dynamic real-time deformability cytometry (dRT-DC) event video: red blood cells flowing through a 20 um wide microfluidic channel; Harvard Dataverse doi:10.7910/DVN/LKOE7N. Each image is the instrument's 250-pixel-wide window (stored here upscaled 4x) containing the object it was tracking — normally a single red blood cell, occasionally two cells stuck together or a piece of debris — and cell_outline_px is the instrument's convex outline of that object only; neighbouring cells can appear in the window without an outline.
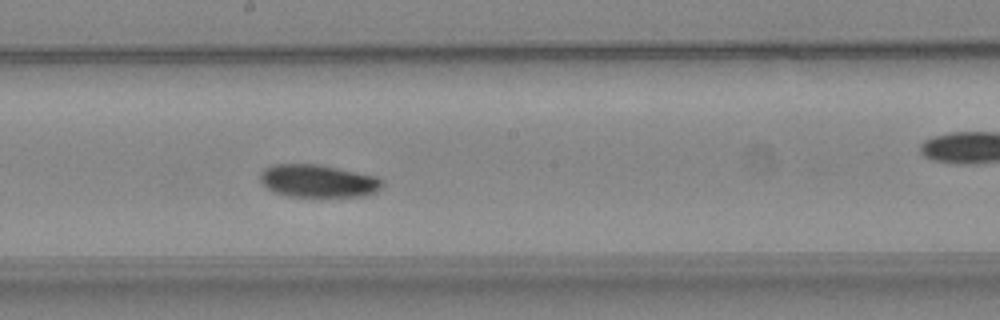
{"species": "common noctule bat (a hibernating species)", "species_latin": "Nyctalus noctula", "temperature_condition": "warm", "stored_images_in_passage": 20, "camera_frame_rate_fps": 3000, "um_per_image_px": 0.085, "animal": {"sex": "female", "body_mass_g": 24.6, "forearm_length_mm": 56.2}, "frame": {"image": 1, "passage_image": 14, "time_ms": 4.333, "image_size_px": [1000, 320], "cell_outline_px": [[384, 184], [376, 192], [368, 196], [288, 196], [272, 192], [260, 180], [260, 172], [264, 168], [272, 164], [320, 164], [380, 176], [384, 180]], "centroid_in_image_um": [27.09, 15.37], "position_along_channel_um": 221.1, "area_um2": 23.7}}
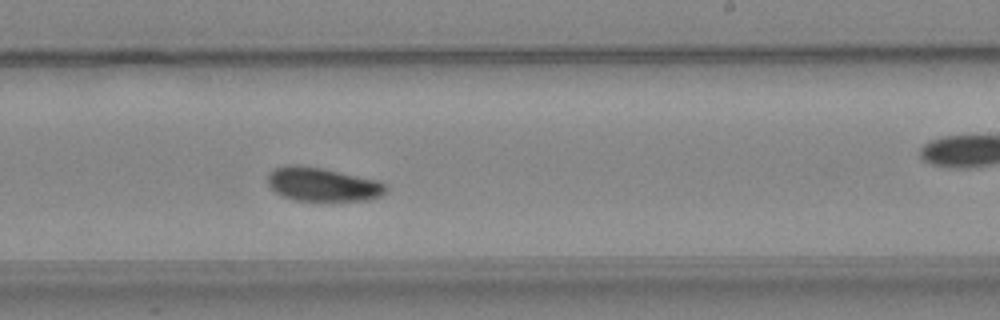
{"frame": {"image": 2, "passage_image": 17, "time_ms": 5.333, "image_size_px": [1000, 320], "cell_outline_px": [[388, 188], [380, 196], [368, 200], [296, 200], [284, 196], [276, 192], [268, 184], [268, 172], [272, 168], [288, 164], [296, 164], [324, 168], [376, 180], [384, 184]], "centroid_in_image_um": [27.37, 15.65], "position_along_channel_um": 261.6, "area_um2": 23.12}}